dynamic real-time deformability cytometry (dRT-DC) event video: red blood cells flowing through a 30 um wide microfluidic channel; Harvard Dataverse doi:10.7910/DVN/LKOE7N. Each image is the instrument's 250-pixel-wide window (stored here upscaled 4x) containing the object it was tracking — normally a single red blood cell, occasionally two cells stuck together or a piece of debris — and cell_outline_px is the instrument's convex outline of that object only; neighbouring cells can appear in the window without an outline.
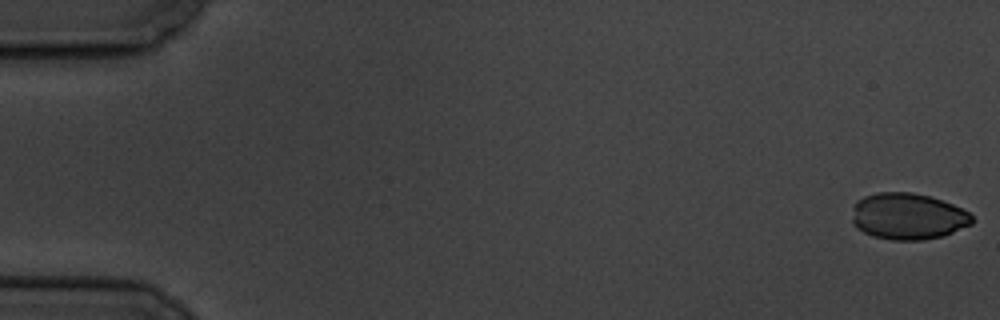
{"species": "common noctule bat (a hibernating species)", "species_latin": "Nyctalus noctula", "temperature_condition": "cold", "stored_images_in_passage": 7, "camera_frame_rate_fps": 3000, "um_per_image_px": 0.085, "animal": {"sex": "male", "body_mass_g": 19.5, "forearm_length_mm": 54.6}, "frame": {"image": 1, "passage_image": 1, "time_ms": 0.0, "image_size_px": [1000, 320], "cell_outline_px": [[972, 224], [944, 236], [924, 240], [892, 240], [872, 236], [856, 228], [852, 224], [852, 220], [856, 200], [864, 196], [876, 192], [912, 192], [928, 196], [952, 204], [968, 212], [972, 216]], "centroid_in_image_um": [77.15, 18.39], "position_along_channel_um": 7.9, "area_um2": 32.54}}